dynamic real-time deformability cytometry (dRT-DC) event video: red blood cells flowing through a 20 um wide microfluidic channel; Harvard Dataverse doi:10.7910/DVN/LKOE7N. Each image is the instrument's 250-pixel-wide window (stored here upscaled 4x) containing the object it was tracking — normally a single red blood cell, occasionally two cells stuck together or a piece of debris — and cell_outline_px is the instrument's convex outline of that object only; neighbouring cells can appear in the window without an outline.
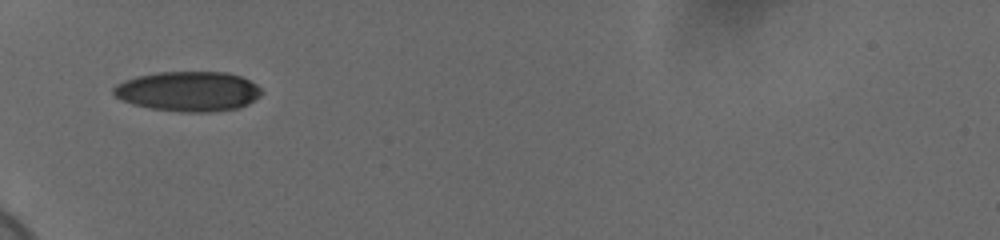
{"species": "human", "species_latin": "Homo sapiens", "temperature_condition": "cold", "stored_images_in_passage": 2, "camera_frame_rate_fps": 3000, "um_per_image_px": 0.085, "donor": {"sex": "female"}, "frame": {"image": 1, "passage_image": 1, "time_ms": 0.0, "image_size_px": [1000, 240], "cell_outline_px": [[264, 92], [260, 96], [248, 104], [240, 108], [208, 112], [180, 112], [152, 108], [132, 104], [120, 100], [112, 92], [112, 88], [116, 84], [124, 80], [136, 76], [160, 72], [228, 72], [240, 76], [256, 84]], "centroid_in_image_um": [16.0, 7.76], "position_along_channel_um": 69.0, "area_um2": 34.62}}